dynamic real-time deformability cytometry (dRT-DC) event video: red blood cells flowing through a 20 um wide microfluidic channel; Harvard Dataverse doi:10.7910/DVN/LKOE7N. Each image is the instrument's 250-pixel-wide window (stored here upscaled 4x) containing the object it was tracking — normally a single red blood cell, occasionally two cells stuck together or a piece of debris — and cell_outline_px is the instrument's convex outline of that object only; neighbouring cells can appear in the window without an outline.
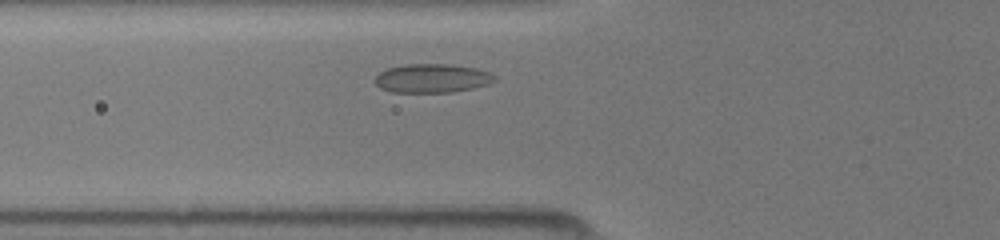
{"species": "common noctule bat (a hibernating species)", "species_latin": "Nyctalus noctula", "temperature_condition": "room temperature", "stored_images_in_passage": 35, "camera_frame_rate_fps": 3000, "um_per_image_px": 0.085, "animal": {"sex": "female", "body_mass_g": 19.5, "forearm_length_mm": 54.1}, "frame": {"image": 1, "passage_image": 5, "time_ms": 1.333, "image_size_px": [1000, 240], "cell_outline_px": [[496, 80], [488, 84], [472, 88], [452, 92], [392, 92], [380, 88], [376, 84], [376, 76], [384, 68], [404, 64], [452, 64], [476, 68], [488, 72], [496, 76]], "centroid_in_image_um": [36.72, 6.64], "position_along_channel_um": 89.1, "area_um2": 20.17}}
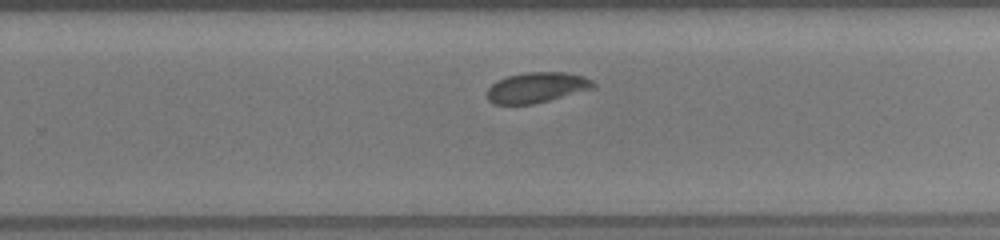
{"frame": {"image": 2, "passage_image": 19, "time_ms": 6.0, "image_size_px": [1000, 240], "cell_outline_px": [[596, 88], [532, 104], [492, 104], [488, 100], [488, 88], [492, 84], [508, 76], [524, 72], [564, 72], [584, 76], [592, 80], [596, 84]], "centroid_in_image_um": [45.66, 7.43], "position_along_channel_um": 284.1, "area_um2": 18.73}}
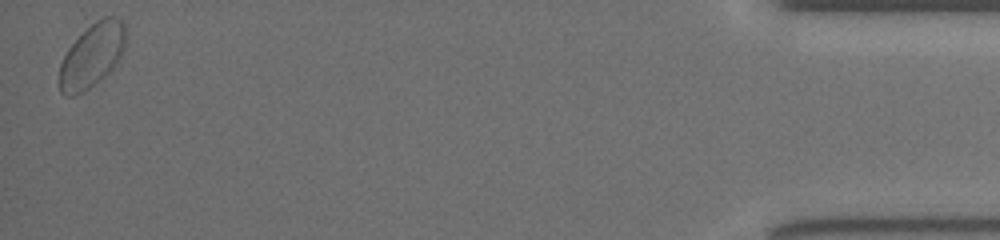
{"frame": {"image": 3, "passage_image": 35, "time_ms": 11.333, "image_size_px": [1000, 240], "cell_outline_px": [[124, 48], [116, 64], [104, 76], [88, 88], [72, 96], [64, 96], [60, 92], [60, 64], [68, 48], [96, 20], [104, 16], [116, 16], [124, 20]], "centroid_in_image_um": [7.83, 4.7], "position_along_channel_um": 427.4, "area_um2": 24.1}}